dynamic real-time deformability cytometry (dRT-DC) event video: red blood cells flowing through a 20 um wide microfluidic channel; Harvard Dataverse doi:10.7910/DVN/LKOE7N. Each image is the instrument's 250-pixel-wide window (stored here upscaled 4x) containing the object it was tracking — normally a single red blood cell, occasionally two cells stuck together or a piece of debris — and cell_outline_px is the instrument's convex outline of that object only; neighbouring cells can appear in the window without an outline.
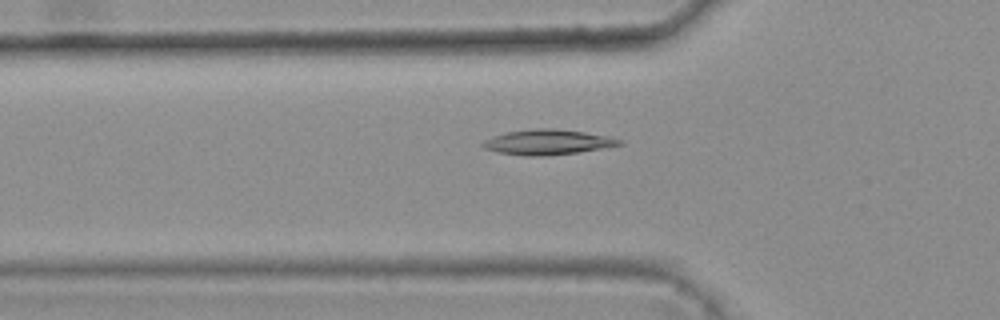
{"species": "common noctule bat (a hibernating species)", "species_latin": "Nyctalus noctula", "temperature_condition": "warm", "stored_images_in_passage": 39, "camera_frame_rate_fps": 3000, "um_per_image_px": 0.085, "animal": {"sex": "female", "body_mass_g": 25.1}, "frame": {"image": 1, "passage_image": 8, "time_ms": 2.333, "image_size_px": [1000, 320], "cell_outline_px": [[624, 144], [576, 152], [548, 156], [524, 156], [496, 152], [484, 148], [480, 144], [484, 140], [492, 136], [508, 132], [532, 128], [556, 128], [612, 136], [624, 140]], "centroid_in_image_um": [46.55, 12.07], "position_along_channel_um": 79.3, "area_um2": 20.23}}
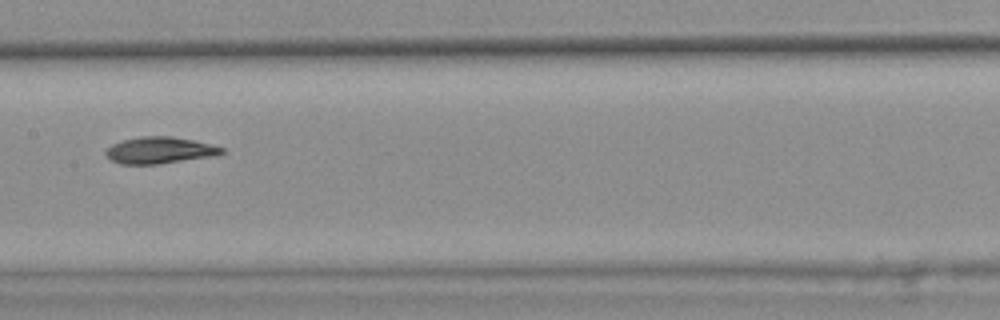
{"frame": {"image": 2, "passage_image": 17, "time_ms": 5.333, "image_size_px": [1000, 320], "cell_outline_px": [[224, 152], [216, 156], [156, 164], [120, 164], [112, 160], [104, 152], [112, 144], [120, 140], [140, 136], [172, 136], [212, 144], [224, 148]], "centroid_in_image_um": [13.58, 12.76], "position_along_channel_um": 193.8, "area_um2": 18.03}}
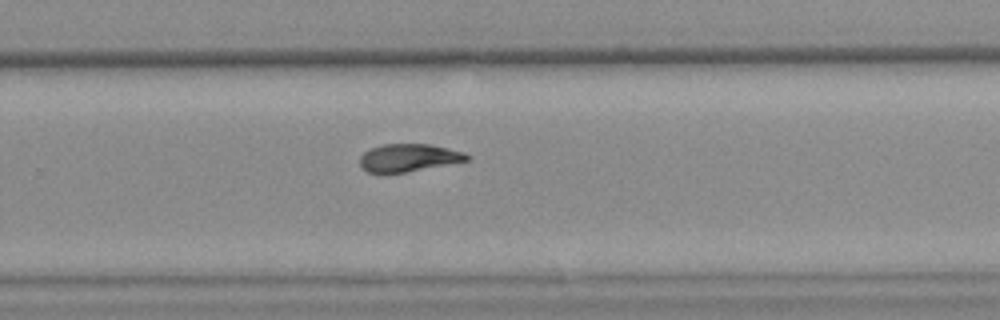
{"frame": {"image": 3, "passage_image": 25, "time_ms": 8.0, "image_size_px": [1000, 320], "cell_outline_px": [[472, 156], [468, 160], [404, 172], [368, 172], [360, 164], [360, 156], [364, 152], [372, 148], [384, 144], [428, 144], [448, 148], [464, 152]], "centroid_in_image_um": [34.75, 13.39], "position_along_channel_um": 295.1, "area_um2": 16.88}, "authors_computed_cell_mechanics": {"area_um2": 18.2648, "velocity_mm_per_s": 3.8158, "shape_relaxation_time_tau1_ms": null, "shape_relaxation_time_tau2_ms": 4.0077, "deformation_change_tau1": null, "deformation_change_tau2": 0.0919}}